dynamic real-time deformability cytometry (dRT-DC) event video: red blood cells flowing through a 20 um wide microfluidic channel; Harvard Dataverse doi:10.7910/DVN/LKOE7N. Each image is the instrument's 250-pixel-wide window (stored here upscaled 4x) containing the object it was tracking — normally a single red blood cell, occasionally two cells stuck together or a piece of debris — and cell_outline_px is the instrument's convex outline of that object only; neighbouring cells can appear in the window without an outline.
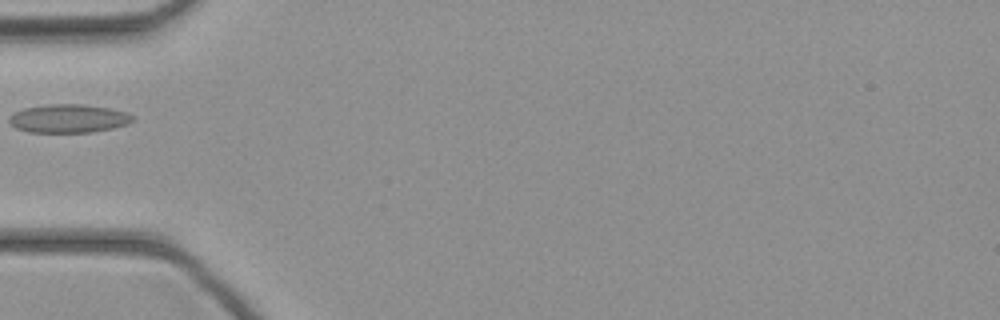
{"species": "common noctule bat (a hibernating species)", "species_latin": "Nyctalus noctula", "temperature_condition": "cold", "stored_images_in_passage": 16, "camera_frame_rate_fps": 3000, "um_per_image_px": 0.085, "animal": {"sex": "female", "body_mass_g": 21.9}, "frame": {"image": 1, "passage_image": 1, "time_ms": 0.0, "image_size_px": [1000, 320], "cell_outline_px": [[100, 128], [76, 132], [44, 132], [24, 128], [40, 108], [92, 108]], "centroid_in_image_um": [5.4, 10.22], "position_along_channel_um": 79.6, "area_um2": 10.81}}
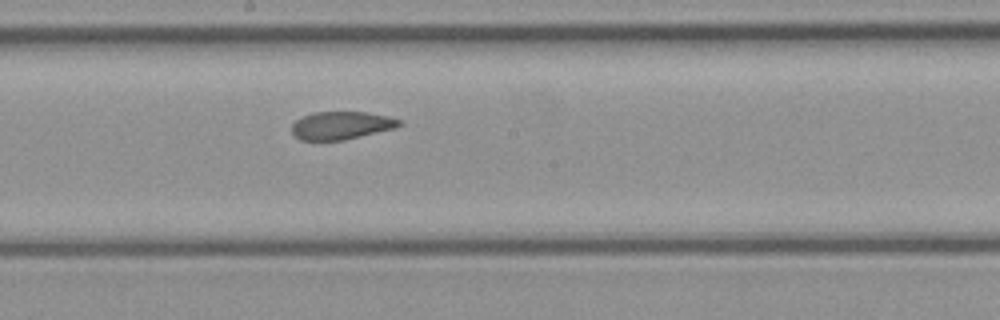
{"frame": {"image": 2, "passage_image": 10, "time_ms": 3.0, "image_size_px": [1000, 320], "cell_outline_px": [[396, 124], [384, 128], [352, 136], [332, 140], [308, 140], [300, 136], [296, 132], [296, 124], [300, 120], [312, 116], [336, 112], [352, 112], [376, 116], [396, 120]], "centroid_in_image_um": [28.9, 10.67], "position_along_channel_um": 219.3, "area_um2": 14.22}}
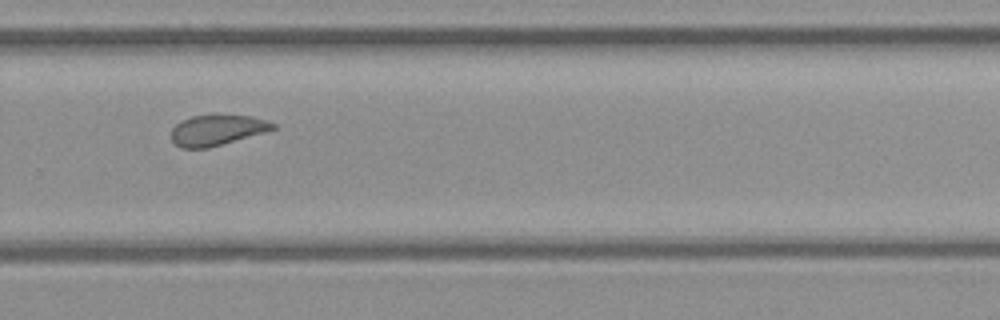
{"frame": {"image": 3, "passage_image": 16, "time_ms": 5.0, "image_size_px": [1000, 320], "cell_outline_px": [[272, 128], [216, 144], [200, 148], [188, 148], [180, 144], [176, 140], [180, 124], [188, 120], [200, 116], [236, 116], [268, 124]], "centroid_in_image_um": [18.37, 11.07], "position_along_channel_um": 311.4, "area_um2": 14.62}}